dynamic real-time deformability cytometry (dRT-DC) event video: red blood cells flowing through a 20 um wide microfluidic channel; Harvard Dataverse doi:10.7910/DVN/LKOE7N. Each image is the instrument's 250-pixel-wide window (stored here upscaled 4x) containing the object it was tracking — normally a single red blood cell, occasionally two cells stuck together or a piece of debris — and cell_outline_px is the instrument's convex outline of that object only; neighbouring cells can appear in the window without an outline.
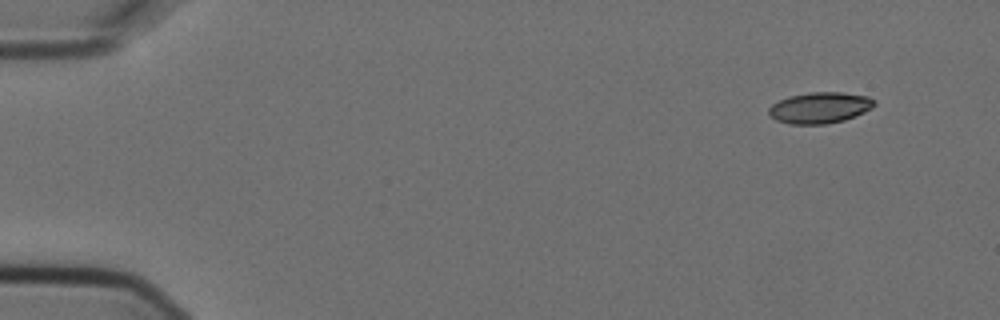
{"species": "Egyptian fruit bat (a non-hibernating species)", "species_latin": "Rousettus aegyptiacus", "temperature_condition": "cold", "stored_images_in_passage": 5, "camera_frame_rate_fps": 3000, "um_per_image_px": 0.085, "animal": {"sex": "female"}, "frame": {"image": 1, "passage_image": 1, "time_ms": 0.0, "image_size_px": [1000, 320], "cell_outline_px": [[876, 104], [872, 108], [864, 112], [844, 120], [824, 124], [788, 124], [776, 120], [768, 112], [768, 108], [772, 104], [788, 96], [812, 92], [840, 92], [868, 96], [876, 100]], "centroid_in_image_um": [69.7, 9.15], "position_along_channel_um": 15.3, "area_um2": 19.13}}
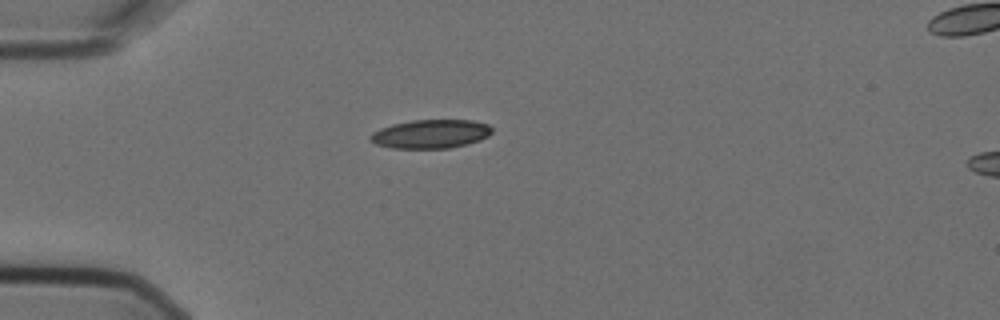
{"frame": {"image": 2, "passage_image": 4, "time_ms": 1.0, "image_size_px": [1000, 320], "cell_outline_px": [[492, 132], [488, 136], [480, 140], [448, 148], [392, 148], [376, 144], [368, 140], [368, 136], [372, 132], [380, 128], [392, 124], [412, 120], [472, 120], [488, 124], [492, 128]], "centroid_in_image_um": [36.57, 11.38], "position_along_channel_um": 48.4, "area_um2": 20.4}}